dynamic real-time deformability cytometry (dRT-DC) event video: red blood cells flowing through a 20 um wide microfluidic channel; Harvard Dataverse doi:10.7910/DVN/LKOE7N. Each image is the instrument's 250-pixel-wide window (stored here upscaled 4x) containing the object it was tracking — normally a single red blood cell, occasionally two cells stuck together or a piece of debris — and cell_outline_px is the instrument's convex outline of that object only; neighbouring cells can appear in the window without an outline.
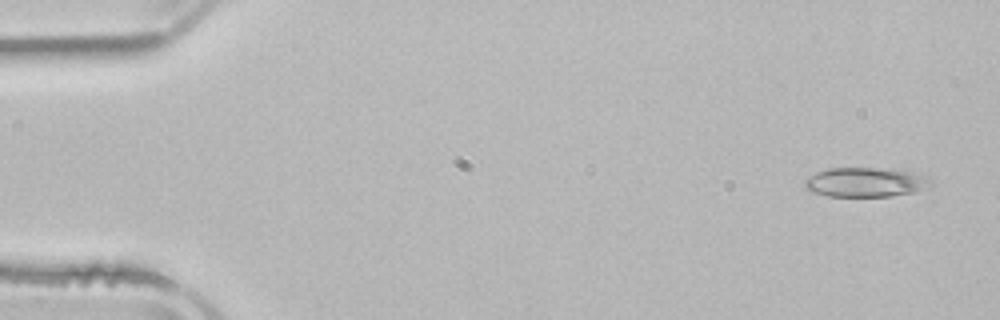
{"species": "common noctule bat (a hibernating species)", "species_latin": "Nyctalus noctula", "temperature_condition": "room temperature", "stored_images_in_passage": 4, "camera_frame_rate_fps": 3000, "um_per_image_px": 0.085, "animal": {"sex": "male", "body_mass_g": 21.5, "forearm_length_mm": 52.0}, "frame": {"image": 1, "passage_image": 1, "time_ms": 0.0, "image_size_px": [1000, 320], "cell_outline_px": [[932, 184], [916, 192], [888, 196], [828, 196], [804, 188], [804, 180], [808, 176], [816, 172], [828, 168], [876, 168], [908, 172], [928, 176]], "centroid_in_image_um": [73.53, 15.49], "position_along_channel_um": 11.5, "area_um2": 21.39}}
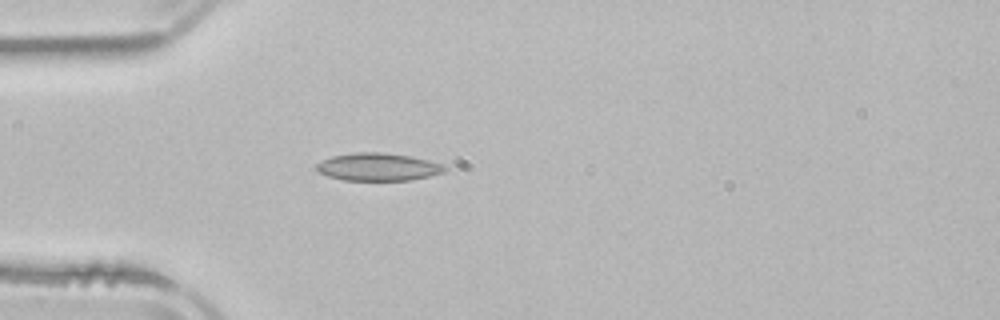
{"frame": {"image": 2, "passage_image": 4, "time_ms": 4.0, "image_size_px": [1000, 320], "cell_outline_px": [[448, 168], [444, 172], [412, 180], [344, 180], [328, 176], [316, 172], [316, 164], [332, 156], [352, 152], [380, 152], [412, 156], [444, 164]], "centroid_in_image_um": [32.14, 14.18], "position_along_channel_um": 52.9, "area_um2": 20.81}}